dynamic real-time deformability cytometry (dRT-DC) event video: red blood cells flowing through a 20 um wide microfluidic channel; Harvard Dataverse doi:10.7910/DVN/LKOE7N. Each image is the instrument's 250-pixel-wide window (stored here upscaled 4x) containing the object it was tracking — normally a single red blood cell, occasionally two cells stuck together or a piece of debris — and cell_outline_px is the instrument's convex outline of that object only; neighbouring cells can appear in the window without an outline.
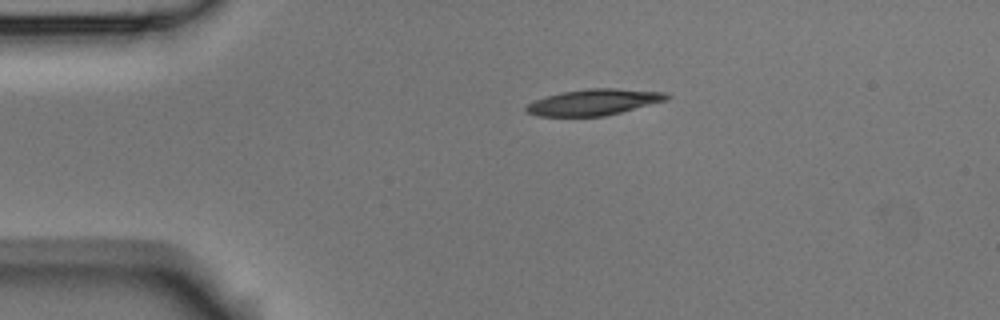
{"species": "Egyptian fruit bat (a non-hibernating species)", "species_latin": "Rousettus aegyptiacus", "temperature_condition": "room temperature", "stored_images_in_passage": 2, "camera_frame_rate_fps": 3000, "um_per_image_px": 0.085, "animal": {"sex": "male"}, "frame": {"image": 1, "passage_image": 1, "time_ms": 0.0, "image_size_px": [1000, 320], "cell_outline_px": [[672, 96], [668, 100], [604, 116], [540, 116], [528, 112], [524, 108], [528, 104], [536, 100], [548, 96], [564, 92], [588, 88], [616, 88], [664, 92]], "centroid_in_image_um": [50.53, 8.68], "position_along_channel_um": 34.5, "area_um2": 21.1}}
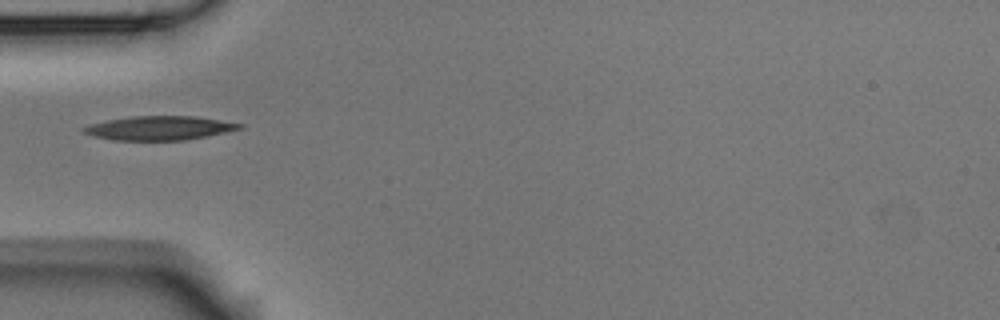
{"frame": {"image": 2, "passage_image": 2, "time_ms": 0.333, "image_size_px": [1000, 320], "cell_outline_px": [[244, 128], [208, 136], [188, 140], [112, 140], [92, 136], [84, 132], [84, 128], [92, 124], [108, 120], [132, 116], [196, 116], [244, 124]], "centroid_in_image_um": [13.61, 10.89], "position_along_channel_um": 71.4, "area_um2": 21.73}}